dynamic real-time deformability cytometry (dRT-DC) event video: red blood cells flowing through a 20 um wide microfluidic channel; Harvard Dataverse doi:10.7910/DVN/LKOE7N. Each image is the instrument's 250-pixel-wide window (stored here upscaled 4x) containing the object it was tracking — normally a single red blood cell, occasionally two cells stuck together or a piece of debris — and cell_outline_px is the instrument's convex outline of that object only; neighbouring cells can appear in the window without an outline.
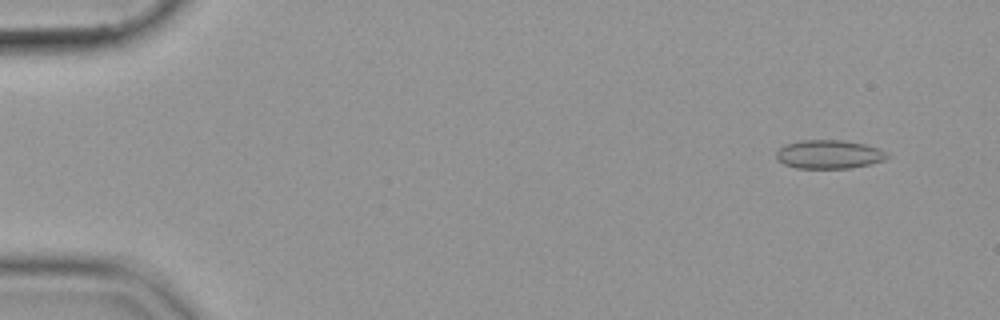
{"species": "common noctule bat (a hibernating species)", "species_latin": "Nyctalus noctula", "temperature_condition": "cold", "stored_images_in_passage": 54, "camera_frame_rate_fps": 3000, "um_per_image_px": 0.085, "animal": {"sex": "female", "body_mass_g": 19.9}, "frame": {"image": 1, "passage_image": 4, "time_ms": 1.0, "image_size_px": [1000, 320], "cell_outline_px": [[892, 156], [884, 160], [852, 168], [796, 168], [784, 164], [776, 160], [776, 152], [784, 144], [800, 140], [844, 140], [864, 144], [880, 148]], "centroid_in_image_um": [70.46, 13.11], "position_along_channel_um": 14.5, "area_um2": 18.73}}
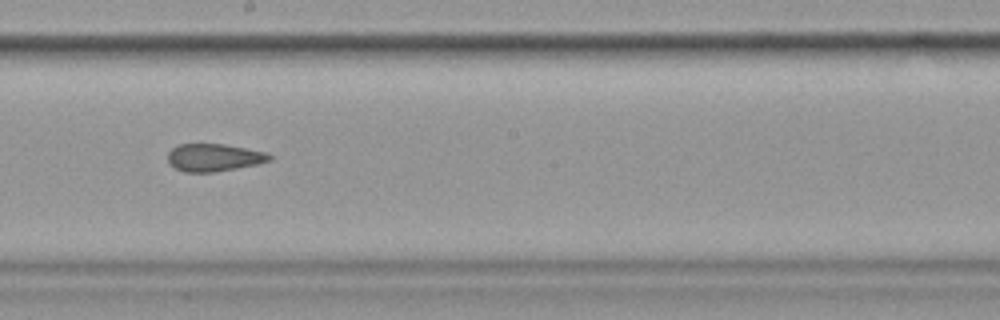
{"frame": {"image": 2, "passage_image": 31, "time_ms": 10.0, "image_size_px": [1000, 320], "cell_outline_px": [[272, 160], [256, 164], [216, 172], [184, 172], [168, 164], [168, 152], [172, 148], [180, 144], [224, 144], [268, 152], [272, 156]], "centroid_in_image_um": [18.19, 13.39], "position_along_channel_um": 230.0, "area_um2": 16.42}}
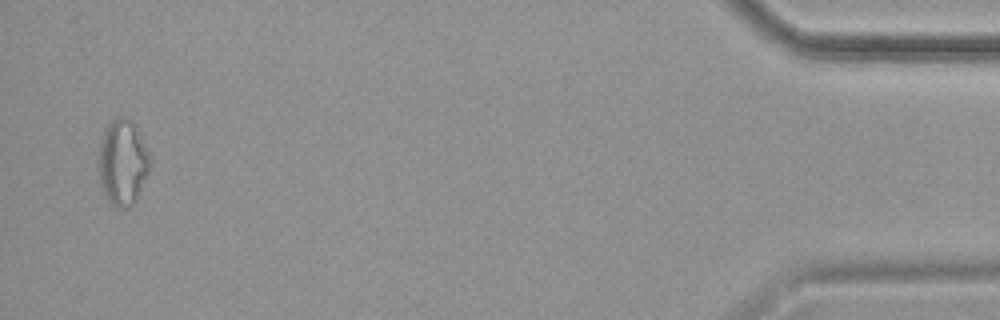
{"frame": {"image": 3, "passage_image": 53, "time_ms": 17.333, "image_size_px": [1000, 320], "cell_outline_px": [[152, 164], [148, 176], [136, 204], [128, 208], [116, 208], [104, 196], [100, 188], [96, 160], [100, 140], [104, 128], [112, 120], [120, 116], [128, 116], [136, 124], [148, 152]], "centroid_in_image_um": [10.41, 13.83], "position_along_channel_um": 424.8, "area_um2": 27.05}}